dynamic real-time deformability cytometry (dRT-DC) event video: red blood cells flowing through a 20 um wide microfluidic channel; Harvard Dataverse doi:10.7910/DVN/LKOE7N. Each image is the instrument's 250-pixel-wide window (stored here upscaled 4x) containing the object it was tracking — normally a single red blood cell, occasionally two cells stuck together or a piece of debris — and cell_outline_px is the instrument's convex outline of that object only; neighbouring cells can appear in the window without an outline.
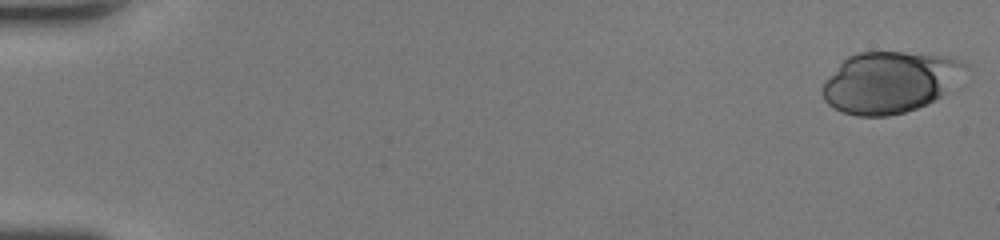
{"species": "human", "species_latin": "Homo sapiens", "temperature_condition": "room temperature", "stored_images_in_passage": 48, "camera_frame_rate_fps": 3000, "um_per_image_px": 0.085, "donor": {"sex": "female"}, "frame": {"image": 1, "passage_image": 1, "time_ms": 0.0, "image_size_px": [1000, 240], "cell_outline_px": [[968, 68], [940, 96], [928, 104], [904, 112], [888, 116], [856, 116], [832, 108], [824, 100], [820, 92], [820, 88], [824, 80], [848, 56], [860, 52], [904, 52], [940, 56], [960, 60], [968, 64]], "centroid_in_image_um": [75.56, 6.99], "position_along_channel_um": 9.4, "area_um2": 50.75}}
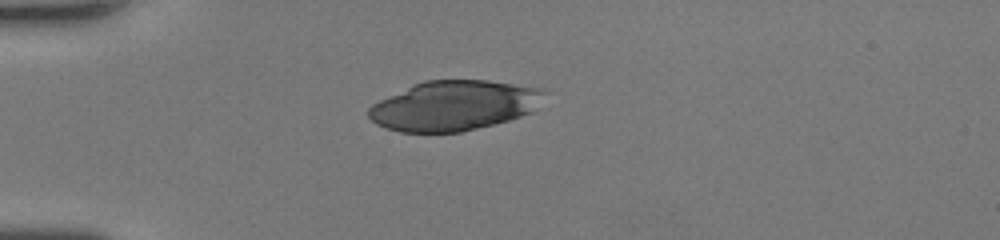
{"frame": {"image": 2, "passage_image": 14, "time_ms": 4.333, "image_size_px": [1000, 240], "cell_outline_px": [[548, 92], [532, 112], [508, 120], [460, 132], [400, 132], [376, 124], [368, 116], [368, 108], [372, 104], [380, 100], [424, 80], [488, 80], [540, 88]], "centroid_in_image_um": [38.6, 8.97], "position_along_channel_um": 46.4, "area_um2": 50.63}}